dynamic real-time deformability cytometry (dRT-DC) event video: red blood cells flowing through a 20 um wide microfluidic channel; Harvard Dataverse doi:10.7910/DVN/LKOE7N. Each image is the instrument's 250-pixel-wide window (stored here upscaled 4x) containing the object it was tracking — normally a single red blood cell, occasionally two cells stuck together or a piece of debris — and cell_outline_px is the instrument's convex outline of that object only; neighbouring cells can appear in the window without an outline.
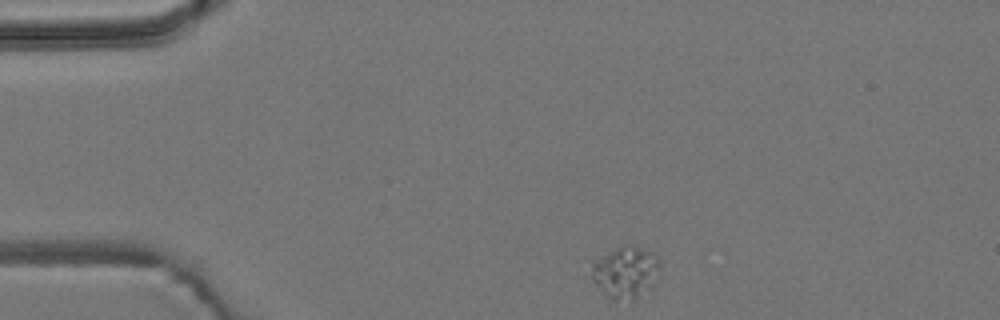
{"species": "common noctule bat (a hibernating species)", "species_latin": "Nyctalus noctula", "temperature_condition": "room temperature", "stored_images_in_passage": 23, "camera_frame_rate_fps": 3000, "um_per_image_px": 0.085, "animal": {"sex": "male", "body_mass_g": 19.2, "forearm_length_mm": 51.8}, "frame": {"image": 1, "passage_image": 1, "time_ms": 0.0, "image_size_px": [1000, 320], "cell_outline_px": [[660, 268], [656, 280], [652, 288], [632, 304], [612, 300], [592, 280], [592, 264], [596, 260], [616, 248], [624, 244], [644, 248], [652, 252], [660, 264]], "centroid_in_image_um": [53.22, 23.21], "position_along_channel_um": 31.8, "area_um2": 21.04}}
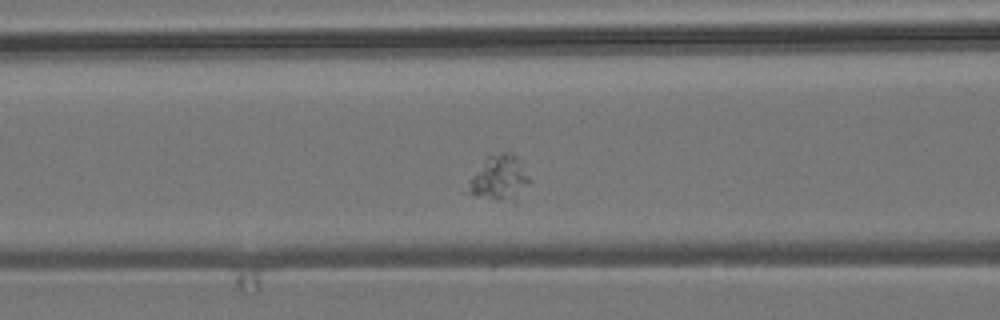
{"frame": {"image": 2, "passage_image": 13, "time_ms": 4.0, "image_size_px": [1000, 320], "cell_outline_px": [[528, 184], [516, 204], [472, 196], [464, 192], [468, 180], [484, 160], [488, 156], [508, 148], [516, 156], [528, 180]], "centroid_in_image_um": [42.38, 15.18], "position_along_channel_um": 124.2, "area_um2": 16.7}}
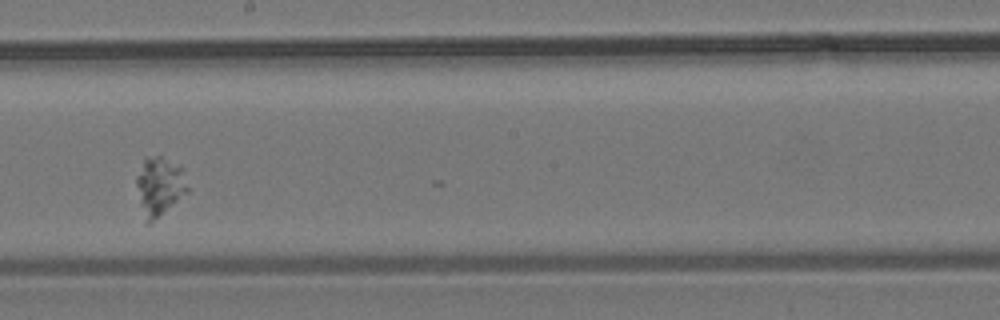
{"frame": {"image": 3, "passage_image": 22, "time_ms": 7.0, "image_size_px": [1000, 320], "cell_outline_px": [[188, 192], [148, 224], [140, 204], [136, 184], [136, 176], [144, 156], [160, 156], [180, 168], [188, 188]], "centroid_in_image_um": [13.51, 15.8], "position_along_channel_um": 234.7, "area_um2": 16.76}}